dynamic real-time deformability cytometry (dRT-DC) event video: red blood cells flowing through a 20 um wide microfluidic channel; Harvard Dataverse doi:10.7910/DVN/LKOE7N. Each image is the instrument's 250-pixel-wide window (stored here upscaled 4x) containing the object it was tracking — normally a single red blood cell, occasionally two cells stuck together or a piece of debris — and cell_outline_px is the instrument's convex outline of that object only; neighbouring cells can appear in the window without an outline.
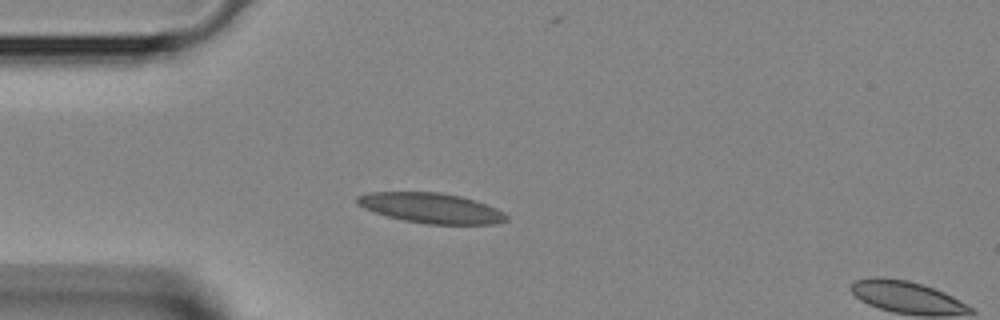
{"species": "Egyptian fruit bat (a non-hibernating species)", "species_latin": "Rousettus aegyptiacus", "temperature_condition": "room temperature", "stored_images_in_passage": 4, "camera_frame_rate_fps": 3000, "um_per_image_px": 0.085, "animal": {"sex": "female"}, "frame": {"image": 1, "passage_image": 3, "time_ms": 0.667, "image_size_px": [1000, 320], "cell_outline_px": [[508, 220], [496, 224], [428, 224], [404, 220], [388, 216], [364, 208], [356, 204], [356, 196], [368, 192], [440, 192], [460, 196], [476, 200], [496, 208], [504, 212], [508, 216]], "centroid_in_image_um": [36.66, 17.68], "position_along_channel_um": 48.3, "area_um2": 26.24}}